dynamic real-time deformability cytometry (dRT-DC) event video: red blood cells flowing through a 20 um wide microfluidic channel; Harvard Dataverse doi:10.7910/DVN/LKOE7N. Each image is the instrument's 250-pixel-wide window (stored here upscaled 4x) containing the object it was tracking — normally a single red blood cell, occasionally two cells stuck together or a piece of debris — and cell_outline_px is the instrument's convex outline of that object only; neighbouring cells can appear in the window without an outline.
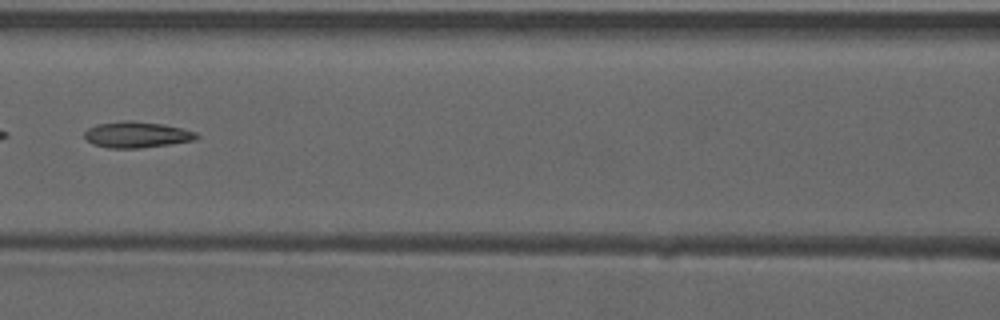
{"species": "common noctule bat (a hibernating species)", "species_latin": "Nyctalus noctula", "temperature_condition": "warm", "stored_images_in_passage": 6, "camera_frame_rate_fps": 3000, "um_per_image_px": 0.085, "animal": {"sex": "male", "forearm_length_mm": 52.5}, "frame": {"image": 1, "passage_image": 5, "time_ms": 1.333, "image_size_px": [1000, 320], "cell_outline_px": [[200, 136], [196, 140], [140, 148], [108, 148], [92, 144], [84, 136], [84, 132], [88, 128], [96, 124], [120, 120], [132, 120], [164, 124], [196, 132]], "centroid_in_image_um": [11.6, 11.43], "position_along_channel_um": 155.0, "area_um2": 17.17}}
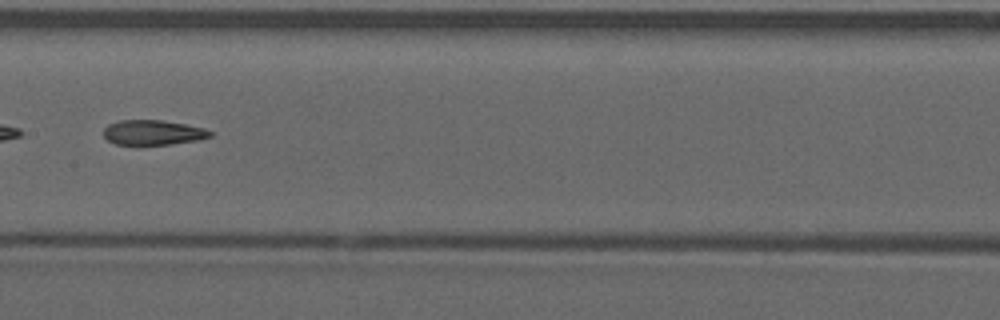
{"frame": {"image": 2, "passage_image": 6, "time_ms": 1.667, "image_size_px": [1000, 320], "cell_outline_px": [[212, 136], [200, 140], [168, 144], [116, 144], [108, 140], [104, 136], [104, 128], [108, 124], [120, 120], [160, 120], [184, 124], [204, 128], [212, 132]], "centroid_in_image_um": [13.01, 11.26], "position_along_channel_um": 194.4, "area_um2": 15.32}}